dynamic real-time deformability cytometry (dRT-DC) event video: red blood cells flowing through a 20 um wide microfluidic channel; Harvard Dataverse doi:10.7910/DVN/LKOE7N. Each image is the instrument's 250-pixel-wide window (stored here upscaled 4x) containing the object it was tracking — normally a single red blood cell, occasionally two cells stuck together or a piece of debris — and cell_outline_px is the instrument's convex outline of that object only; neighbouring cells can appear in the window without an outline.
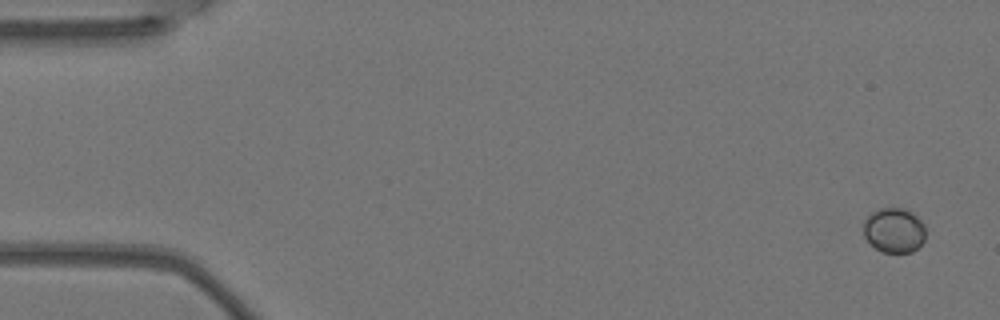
{"species": "Egyptian fruit bat (a non-hibernating species)", "species_latin": "Rousettus aegyptiacus", "temperature_condition": "warm", "stored_images_in_passage": 5, "camera_frame_rate_fps": 3000, "um_per_image_px": 0.085, "animal": {"sex": "female"}, "frame": {"image": 1, "passage_image": 1, "time_ms": 0.0, "image_size_px": [1000, 320], "cell_outline_px": [[924, 240], [912, 252], [880, 252], [864, 236], [864, 220], [872, 212], [880, 208], [904, 208], [912, 212], [924, 224]], "centroid_in_image_um": [75.99, 19.56], "position_along_channel_um": 9.0, "area_um2": 16.07}}
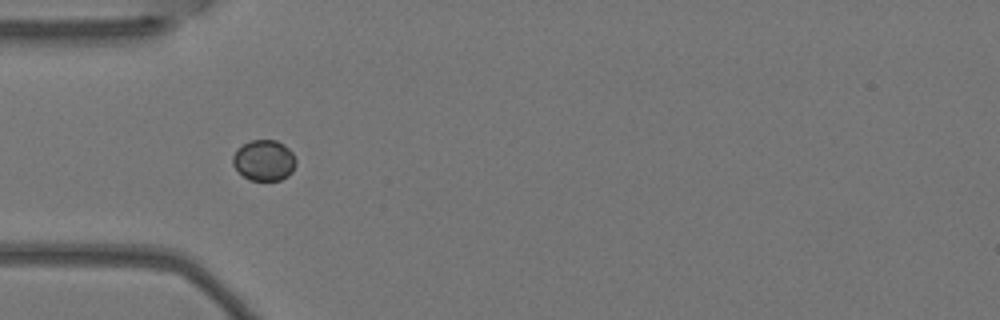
{"frame": {"image": 2, "passage_image": 4, "time_ms": 1.0, "image_size_px": [1000, 320], "cell_outline_px": [[296, 164], [292, 172], [288, 176], [280, 180], [248, 180], [232, 164], [232, 156], [236, 148], [252, 140], [276, 140], [284, 144], [292, 152], [296, 160]], "centroid_in_image_um": [22.44, 13.62], "position_along_channel_um": 62.6, "area_um2": 15.09}}
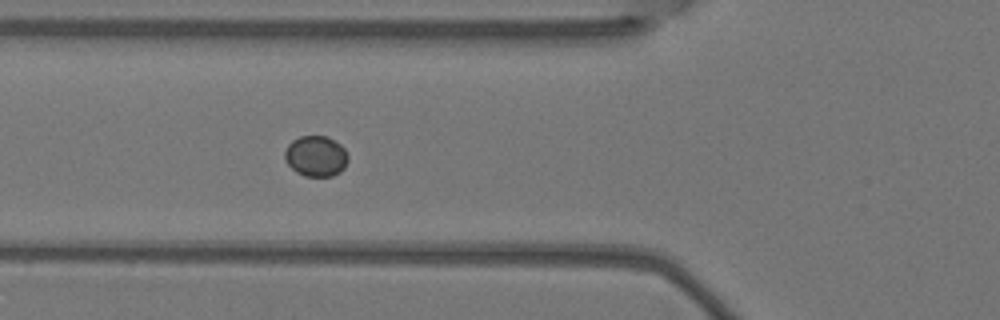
{"frame": {"image": 3, "passage_image": 5, "time_ms": 1.333, "image_size_px": [1000, 320], "cell_outline_px": [[348, 160], [344, 168], [340, 172], [332, 176], [304, 176], [296, 172], [284, 160], [284, 152], [288, 144], [292, 140], [300, 136], [328, 136], [340, 144], [344, 148], [348, 156]], "centroid_in_image_um": [26.84, 13.27], "position_along_channel_um": 99.0, "area_um2": 15.14}}